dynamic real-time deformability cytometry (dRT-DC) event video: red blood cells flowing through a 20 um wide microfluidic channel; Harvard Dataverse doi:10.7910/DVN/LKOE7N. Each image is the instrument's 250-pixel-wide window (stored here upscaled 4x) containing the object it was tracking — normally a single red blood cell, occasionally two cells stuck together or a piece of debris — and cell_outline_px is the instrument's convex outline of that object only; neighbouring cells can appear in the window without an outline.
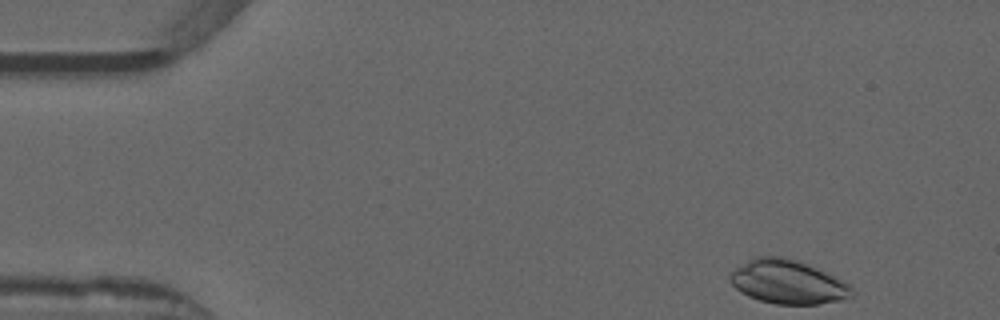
{"species": "common noctule bat (a hibernating species)", "species_latin": "Nyctalus noctula", "temperature_condition": "warm", "stored_images_in_passage": 48, "camera_frame_rate_fps": 3000, "um_per_image_px": 0.085, "animal": {"sex": "male", "forearm_length_mm": 52.5}, "frame": {"image": 1, "passage_image": 1, "time_ms": 0.0, "image_size_px": [1000, 320], "cell_outline_px": [[856, 292], [852, 296], [840, 300], [816, 304], [776, 304], [760, 300], [748, 296], [740, 292], [728, 280], [728, 276], [736, 268], [748, 260], [756, 256], [784, 256], [796, 260], [816, 268], [848, 284]], "centroid_in_image_um": [66.93, 23.97], "position_along_channel_um": 18.1, "area_um2": 30.81}}